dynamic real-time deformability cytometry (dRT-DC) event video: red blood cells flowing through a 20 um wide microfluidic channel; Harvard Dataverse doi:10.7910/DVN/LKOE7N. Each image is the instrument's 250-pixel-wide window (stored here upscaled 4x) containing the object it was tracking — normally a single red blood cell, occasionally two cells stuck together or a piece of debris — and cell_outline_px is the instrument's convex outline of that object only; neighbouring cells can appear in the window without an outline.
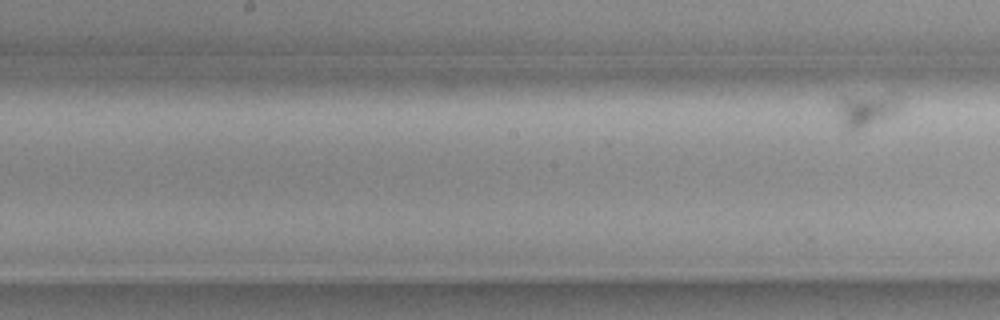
{"species": "common noctule bat (a hibernating species)", "species_latin": "Nyctalus noctula", "temperature_condition": "cold", "stored_images_in_passage": 5, "segment_of_instrument_passage": [2, 2], "camera_frame_rate_fps": 3000, "um_per_image_px": 0.085, "animal": {"sex": "female", "body_mass_g": 19.3, "forearm_length_mm": 54.1}, "frame": {"image": 1, "passage_image": 5, "time_ms": 1.333, "image_size_px": [1000, 320], "cell_outline_px": [[900, 112], [892, 116], [864, 128], [844, 128], [836, 112], [836, 100], [844, 96], [892, 92], [896, 92], [900, 96]], "centroid_in_image_um": [73.69, 9.26], "position_along_channel_um": 174.5, "area_um2": 13.06}}